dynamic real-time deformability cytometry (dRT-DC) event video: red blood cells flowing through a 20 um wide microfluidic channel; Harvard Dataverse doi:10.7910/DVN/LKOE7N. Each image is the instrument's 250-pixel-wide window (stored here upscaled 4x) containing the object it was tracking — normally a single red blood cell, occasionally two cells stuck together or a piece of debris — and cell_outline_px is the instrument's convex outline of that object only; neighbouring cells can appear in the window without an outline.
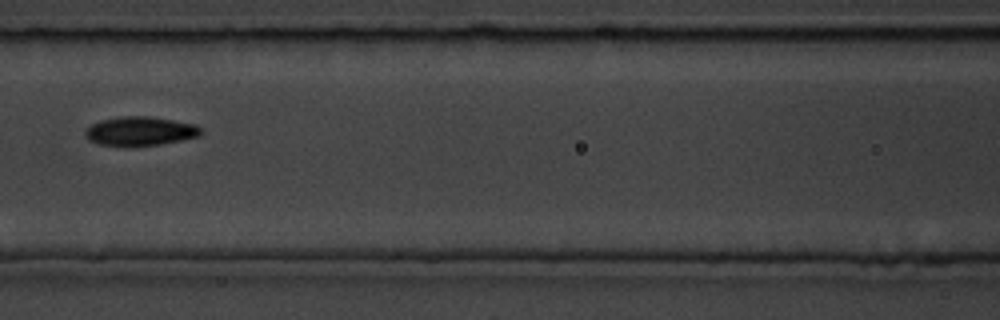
{"species": "common noctule bat (a hibernating species)", "species_latin": "Nyctalus noctula", "temperature_condition": "room temperature", "stored_images_in_passage": 3, "camera_frame_rate_fps": 3000, "um_per_image_px": 0.085, "animal": {"sex": "male", "body_mass_g": 19.5, "forearm_length_mm": 54.6}, "frame": {"image": 1, "passage_image": 3, "time_ms": 2.333, "image_size_px": [1000, 320], "cell_outline_px": [[204, 132], [200, 136], [184, 140], [160, 144], [100, 144], [88, 140], [84, 132], [92, 124], [100, 120], [120, 116], [148, 116], [196, 124]], "centroid_in_image_um": [11.97, 11.12], "position_along_channel_um": 154.6, "area_um2": 19.13}}